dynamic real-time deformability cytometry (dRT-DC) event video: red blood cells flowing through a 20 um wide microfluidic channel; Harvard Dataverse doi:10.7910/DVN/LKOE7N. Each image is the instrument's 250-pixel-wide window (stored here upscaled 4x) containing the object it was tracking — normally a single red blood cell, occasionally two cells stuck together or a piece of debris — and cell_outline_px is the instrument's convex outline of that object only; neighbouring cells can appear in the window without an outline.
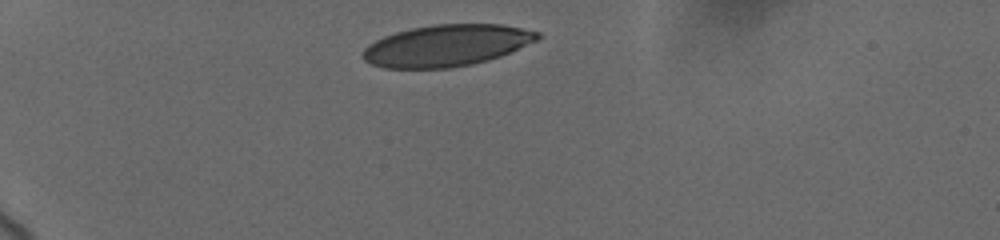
{"species": "human", "species_latin": "Homo sapiens", "temperature_condition": "cold", "stored_images_in_passage": 37, "camera_frame_rate_fps": 3000, "um_per_image_px": 0.085, "donor": {"sex": "female"}, "frame": {"image": 1, "passage_image": 1, "time_ms": 0.0, "image_size_px": [1000, 240], "cell_outline_px": [[540, 36], [536, 40], [500, 56], [488, 60], [472, 64], [448, 68], [384, 68], [372, 64], [364, 60], [360, 56], [364, 48], [368, 44], [384, 36], [396, 32], [412, 28], [436, 24], [500, 24], [540, 32]], "centroid_in_image_um": [37.9, 3.87], "position_along_channel_um": 47.1, "area_um2": 42.08}}
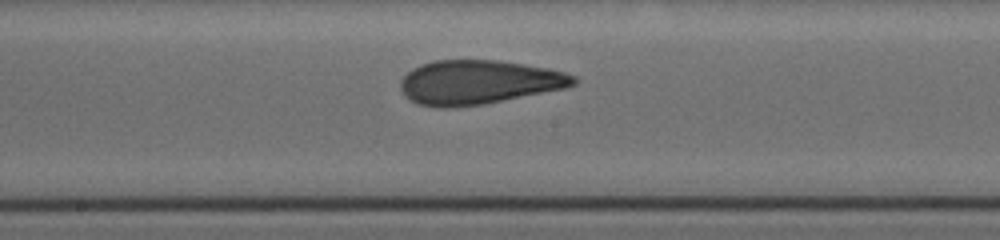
{"frame": {"image": 2, "passage_image": 24, "time_ms": 5.667, "image_size_px": [1000, 240], "cell_outline_px": [[576, 84], [564, 88], [484, 104], [448, 108], [444, 108], [416, 104], [408, 100], [404, 96], [400, 88], [400, 80], [412, 68], [420, 64], [432, 60], [496, 60], [524, 64], [548, 68], [564, 72], [576, 76]], "centroid_in_image_um": [40.63, 6.99], "position_along_channel_um": 207.6, "area_um2": 44.62}}
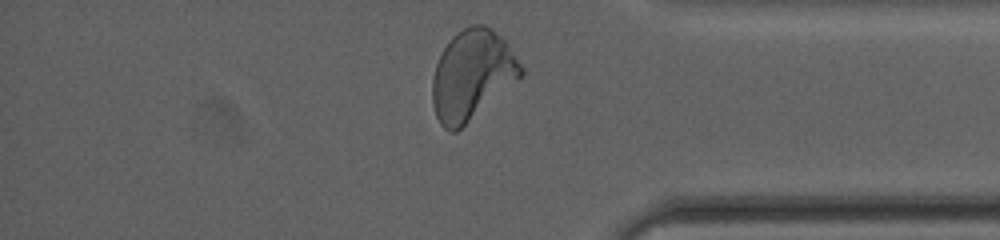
{"frame": {"image": 3, "passage_image": 36, "time_ms": 11.0, "image_size_px": [1000, 240], "cell_outline_px": [[524, 72], [520, 76], [456, 132], [452, 132], [444, 128], [440, 124], [436, 116], [432, 104], [432, 76], [436, 64], [444, 48], [452, 36], [456, 32], [472, 24], [484, 24], [492, 28], [508, 44], [524, 68]], "centroid_in_image_um": [40.09, 6.34], "position_along_channel_um": 395.1, "area_um2": 45.72}, "authors_computed_cell_mechanics": {"area_um2": 44.2748, "velocity_mm_per_s": 3.6883, "shape_relaxation_time_tau1_ms": 9.0169, "shape_relaxation_time_tau2_ms": 1.1459, "deformation_change_tau1": 0.2312, "deformation_change_tau2": 0.0716}}